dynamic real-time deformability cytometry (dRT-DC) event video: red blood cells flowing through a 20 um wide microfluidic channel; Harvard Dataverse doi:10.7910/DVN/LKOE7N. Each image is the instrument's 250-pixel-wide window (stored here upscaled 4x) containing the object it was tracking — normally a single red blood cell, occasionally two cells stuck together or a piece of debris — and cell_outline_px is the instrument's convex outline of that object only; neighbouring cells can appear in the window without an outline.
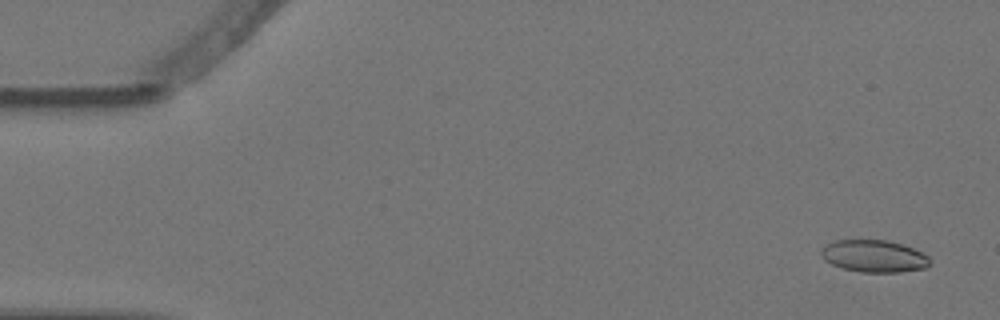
{"species": "Egyptian fruit bat (a non-hibernating species)", "species_latin": "Rousettus aegyptiacus", "temperature_condition": "warm", "stored_images_in_passage": 6, "camera_frame_rate_fps": 3000, "um_per_image_px": 0.085, "animal": {"sex": "female"}, "frame": {"image": 1, "passage_image": 1, "time_ms": 0.0, "image_size_px": [1000, 320], "cell_outline_px": [[932, 260], [924, 268], [900, 272], [860, 272], [844, 268], [832, 264], [824, 260], [820, 256], [820, 252], [832, 240], [888, 240], [912, 248], [928, 256]], "centroid_in_image_um": [74.27, 21.77], "position_along_channel_um": 10.7, "area_um2": 20.23}}
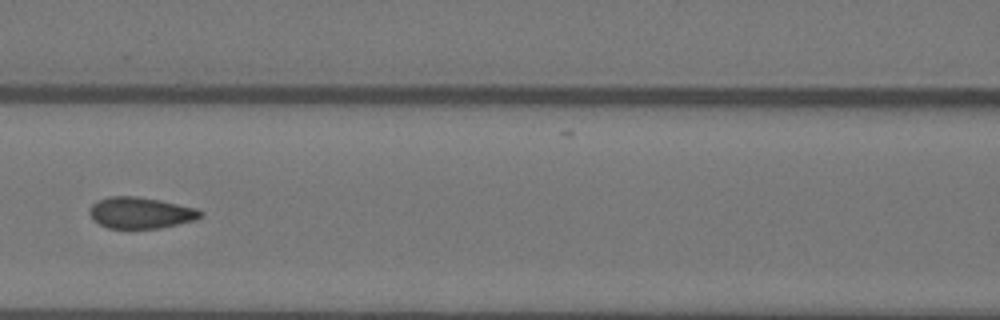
{"frame": {"image": 2, "passage_image": 6, "time_ms": 1.667, "image_size_px": [1000, 320], "cell_outline_px": [[204, 216], [196, 220], [160, 228], [108, 228], [92, 220], [88, 212], [92, 204], [96, 200], [108, 196], [136, 196], [160, 200], [196, 208], [204, 212]], "centroid_in_image_um": [11.95, 18.08], "position_along_channel_um": 154.7, "area_um2": 20.46}}